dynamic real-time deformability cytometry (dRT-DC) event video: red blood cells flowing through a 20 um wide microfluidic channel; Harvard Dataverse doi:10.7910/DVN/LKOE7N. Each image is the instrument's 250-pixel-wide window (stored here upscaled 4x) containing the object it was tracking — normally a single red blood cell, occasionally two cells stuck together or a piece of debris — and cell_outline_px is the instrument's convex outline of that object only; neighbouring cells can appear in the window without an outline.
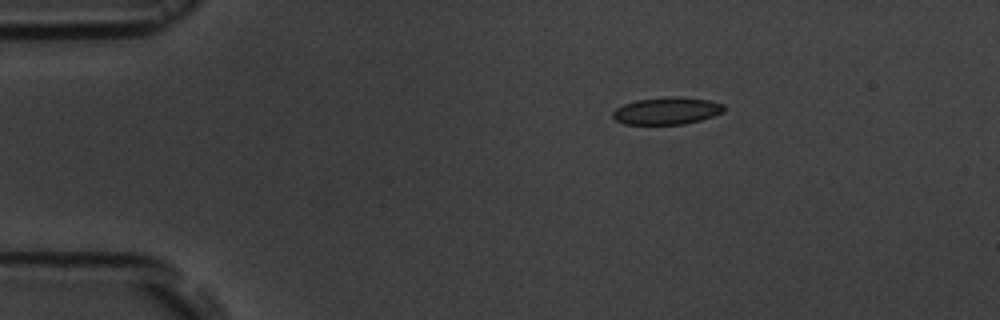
{"species": "common noctule bat (a hibernating species)", "species_latin": "Nyctalus noctula", "temperature_condition": "room temperature", "stored_images_in_passage": 4, "camera_frame_rate_fps": 3000, "um_per_image_px": 0.085, "animal": {"sex": "male", "body_mass_g": 19.5, "forearm_length_mm": 54.6}, "frame": {"image": 1, "passage_image": 1, "time_ms": 0.0, "image_size_px": [1000, 320], "cell_outline_px": [[724, 112], [700, 120], [684, 124], [624, 124], [616, 120], [612, 116], [612, 112], [616, 108], [624, 104], [636, 100], [668, 96], [672, 96], [708, 100], [724, 104]], "centroid_in_image_um": [56.67, 9.42], "position_along_channel_um": 28.3, "area_um2": 17.57}}
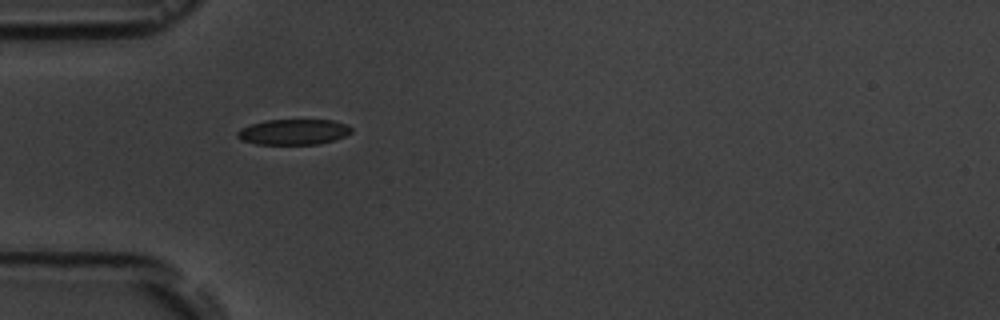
{"frame": {"image": 2, "passage_image": 3, "time_ms": 2.333, "image_size_px": [1000, 320], "cell_outline_px": [[352, 132], [344, 136], [320, 144], [256, 144], [240, 140], [236, 136], [236, 132], [240, 128], [252, 124], [268, 120], [332, 120], [348, 124], [352, 128]], "centroid_in_image_um": [24.94, 11.21], "position_along_channel_um": 60.1, "area_um2": 16.99}}
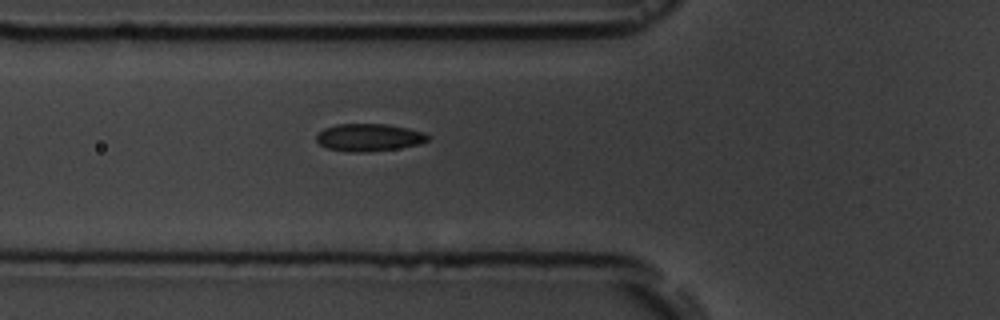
{"frame": {"image": 3, "passage_image": 4, "time_ms": 3.333, "image_size_px": [1000, 320], "cell_outline_px": [[428, 140], [420, 144], [400, 148], [368, 152], [352, 152], [328, 148], [320, 144], [316, 140], [316, 136], [324, 128], [336, 124], [388, 124], [408, 128], [424, 132], [428, 136]], "centroid_in_image_um": [31.38, 11.68], "position_along_channel_um": 94.4, "area_um2": 17.86}}